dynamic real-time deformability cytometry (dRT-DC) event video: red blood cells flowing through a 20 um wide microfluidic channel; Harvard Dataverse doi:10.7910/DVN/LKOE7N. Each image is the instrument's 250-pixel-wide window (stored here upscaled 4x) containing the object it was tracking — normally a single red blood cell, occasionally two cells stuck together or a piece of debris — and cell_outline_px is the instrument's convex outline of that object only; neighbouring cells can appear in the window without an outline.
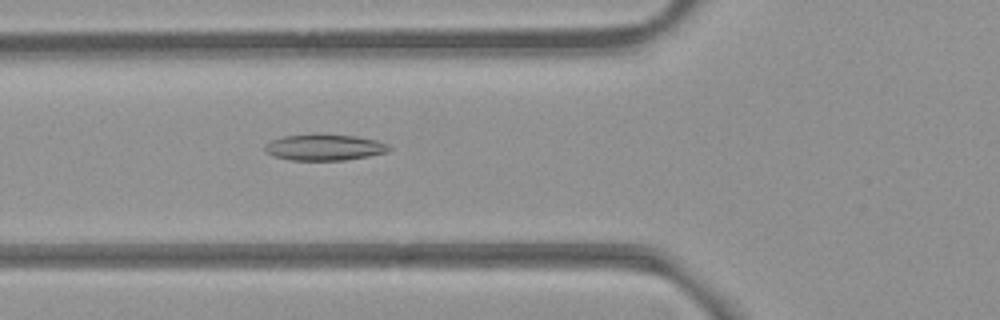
{"species": "common noctule bat (a hibernating species)", "species_latin": "Nyctalus noctula", "temperature_condition": "room temperature", "stored_images_in_passage": 37, "camera_frame_rate_fps": 3000, "um_per_image_px": 0.085, "animal": {"sex": "female", "body_mass_g": 21.9}, "frame": {"image": 1, "passage_image": 4, "time_ms": 1.0, "image_size_px": [1000, 320], "cell_outline_px": [[392, 148], [388, 152], [368, 156], [344, 160], [292, 160], [276, 156], [264, 152], [264, 144], [272, 140], [284, 136], [312, 132], [316, 132], [356, 136], [376, 140], [388, 144]], "centroid_in_image_um": [27.57, 12.49], "position_along_channel_um": 98.2, "area_um2": 19.42}}
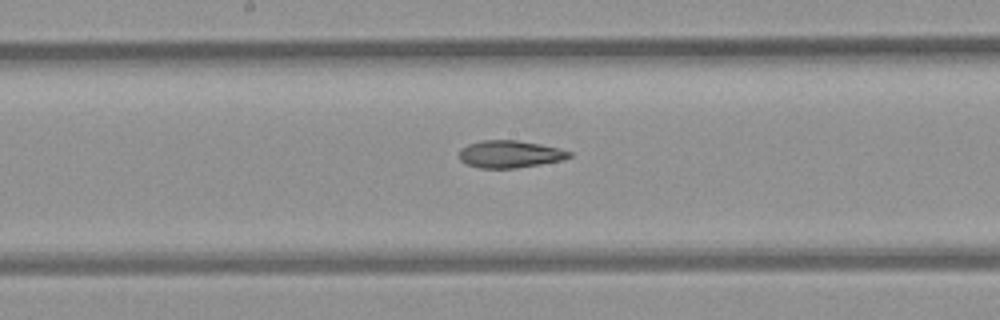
{"frame": {"image": 2, "passage_image": 12, "time_ms": 3.667, "image_size_px": [1000, 320], "cell_outline_px": [[572, 156], [564, 160], [516, 168], [480, 168], [468, 164], [460, 160], [460, 148], [468, 144], [480, 140], [516, 140], [540, 144], [560, 148], [572, 152]], "centroid_in_image_um": [43.36, 13.09], "position_along_channel_um": 204.8, "area_um2": 17.57}}
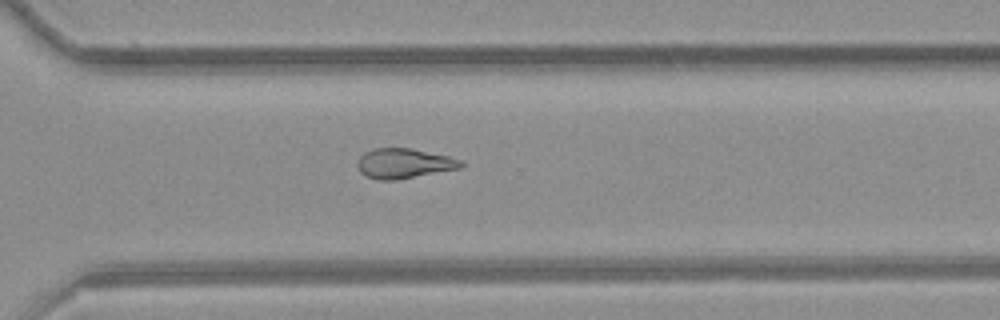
{"frame": {"image": 3, "passage_image": 22, "time_ms": 7.0, "image_size_px": [1000, 320], "cell_outline_px": [[464, 164], [460, 168], [396, 180], [376, 180], [360, 172], [356, 164], [360, 156], [364, 152], [372, 148], [412, 148], [448, 156], [460, 160]], "centroid_in_image_um": [34.3, 13.88], "position_along_channel_um": 336.3, "area_um2": 18.03}, "authors_computed_cell_mechanics": {"area_um2": 18.0336, "velocity_mm_per_s": 3.9633, "shape_relaxation_time_tau1_ms": null, "shape_relaxation_time_tau2_ms": 4.4026, "deformation_change_tau1": null, "deformation_change_tau2": 0.1287}}